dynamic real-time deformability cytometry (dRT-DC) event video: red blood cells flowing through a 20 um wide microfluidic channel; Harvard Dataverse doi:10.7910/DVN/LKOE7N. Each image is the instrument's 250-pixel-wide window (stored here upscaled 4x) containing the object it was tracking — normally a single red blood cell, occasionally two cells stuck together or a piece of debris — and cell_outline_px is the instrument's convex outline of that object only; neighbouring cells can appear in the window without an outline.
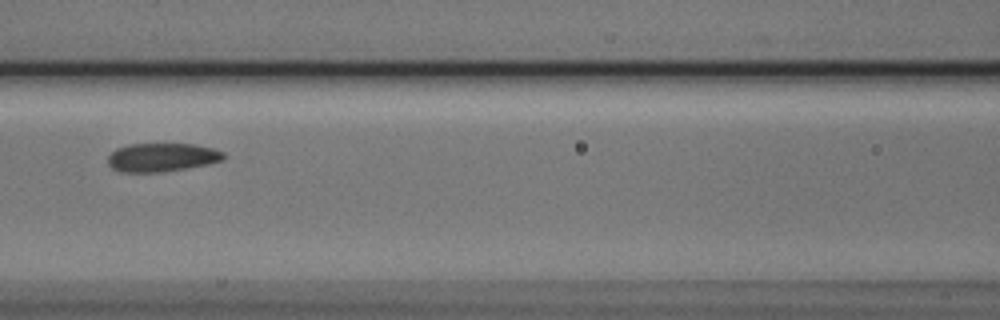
{"species": "Egyptian fruit bat (a non-hibernating species)", "species_latin": "Rousettus aegyptiacus", "temperature_condition": "cold", "stored_images_in_passage": 5, "camera_frame_rate_fps": 3000, "um_per_image_px": 0.085, "animal": {"sex": "male"}, "frame": {"image": 1, "passage_image": 5, "time_ms": 1.333, "image_size_px": [1000, 320], "cell_outline_px": [[224, 160], [208, 164], [160, 172], [120, 172], [112, 168], [108, 164], [108, 156], [116, 148], [128, 144], [196, 144], [212, 148], [224, 152]], "centroid_in_image_um": [13.75, 13.37], "position_along_channel_um": 152.9, "area_um2": 19.25}}